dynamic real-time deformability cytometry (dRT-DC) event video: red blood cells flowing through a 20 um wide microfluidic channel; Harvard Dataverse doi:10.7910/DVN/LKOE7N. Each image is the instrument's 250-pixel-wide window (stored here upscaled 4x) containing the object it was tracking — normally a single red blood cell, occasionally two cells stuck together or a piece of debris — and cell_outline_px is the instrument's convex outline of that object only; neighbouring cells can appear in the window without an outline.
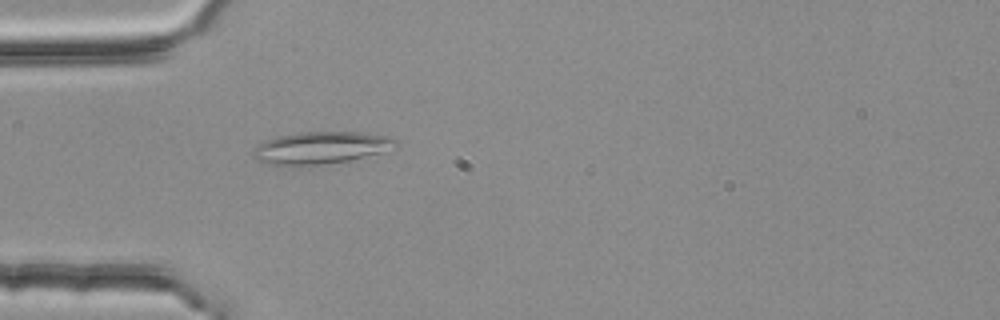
{"species": "common noctule bat (a hibernating species)", "species_latin": "Nyctalus noctula", "temperature_condition": "room temperature", "stored_images_in_passage": 33, "camera_frame_rate_fps": 3000, "um_per_image_px": 0.085, "animal": {"sex": "female", "body_mass_g": 25.1}, "frame": {"image": 1, "passage_image": 3, "time_ms": 0.667, "image_size_px": [1000, 320], "cell_outline_px": [[396, 144], [380, 152], [348, 160], [296, 168], [268, 164], [256, 160], [252, 156], [256, 148], [260, 144], [276, 136], [296, 132], [364, 132], [392, 136], [396, 140]], "centroid_in_image_um": [27.2, 12.57], "position_along_channel_um": 57.8, "area_um2": 26.88}}
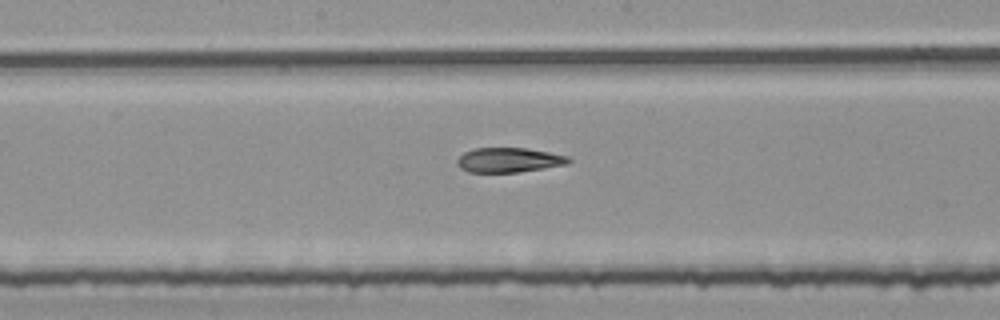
{"frame": {"image": 2, "passage_image": 15, "time_ms": 4.667, "image_size_px": [1000, 320], "cell_outline_px": [[572, 160], [568, 164], [544, 168], [516, 172], [468, 172], [460, 168], [456, 164], [456, 160], [464, 152], [472, 148], [524, 148], [548, 152], [568, 156]], "centroid_in_image_um": [43.23, 13.6], "position_along_channel_um": 205.0, "area_um2": 16.01}}
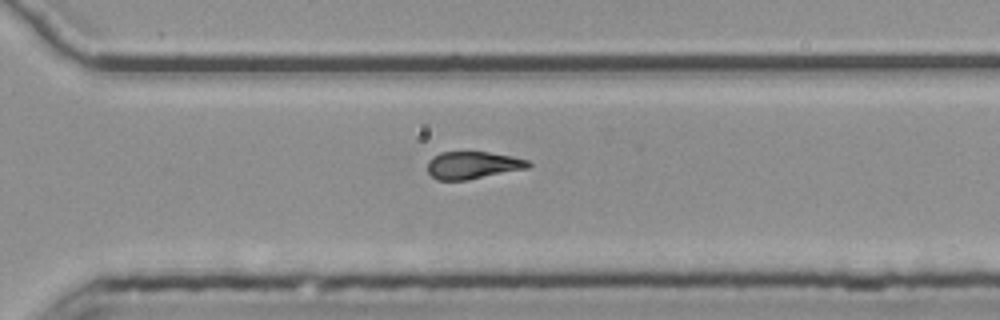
{"frame": {"image": 3, "passage_image": 25, "time_ms": 8.0, "image_size_px": [1000, 320], "cell_outline_px": [[532, 164], [528, 168], [468, 180], [436, 180], [428, 172], [428, 160], [432, 156], [440, 152], [488, 152], [512, 156], [528, 160]], "centroid_in_image_um": [40.18, 14.04], "position_along_channel_um": 330.4, "area_um2": 16.18}, "authors_computed_cell_mechanics": {"area_um2": 17.1666, "velocity_mm_per_s": 3.7759, "shape_relaxation_time_tau1_ms": null, "shape_relaxation_time_tau2_ms": 4.7469, "deformation_change_tau1": null, "deformation_change_tau2": 0.1448}}